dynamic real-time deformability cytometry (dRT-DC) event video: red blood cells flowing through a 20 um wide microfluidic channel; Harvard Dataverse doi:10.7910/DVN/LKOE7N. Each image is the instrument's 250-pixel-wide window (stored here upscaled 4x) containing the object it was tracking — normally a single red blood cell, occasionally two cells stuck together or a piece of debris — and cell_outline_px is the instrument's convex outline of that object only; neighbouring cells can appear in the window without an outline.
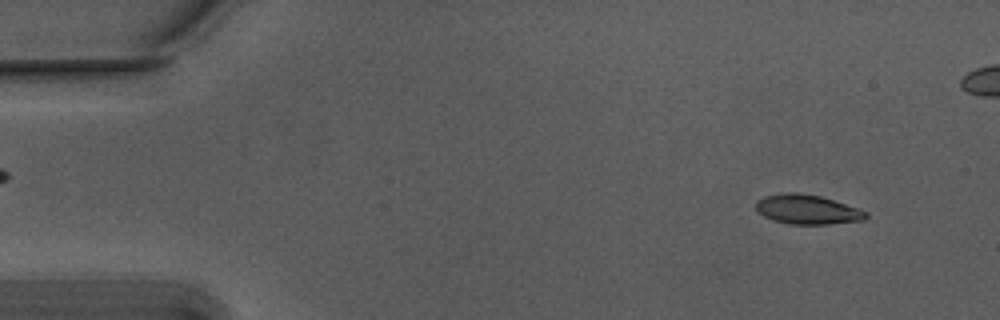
{"species": "Egyptian fruit bat (a non-hibernating species)", "species_latin": "Rousettus aegyptiacus", "temperature_condition": "warm", "stored_images_in_passage": 55, "camera_frame_rate_fps": 3000, "um_per_image_px": 0.085, "animal": {"sex": "male"}, "frame": {"image": 1, "passage_image": 4, "time_ms": 1.0, "image_size_px": [1000, 320], "cell_outline_px": [[868, 216], [864, 220], [828, 224], [788, 224], [772, 220], [764, 216], [756, 208], [756, 200], [764, 196], [784, 192], [796, 192], [820, 196], [868, 212]], "centroid_in_image_um": [68.59, 17.8], "position_along_channel_um": 16.4, "area_um2": 18.79}}
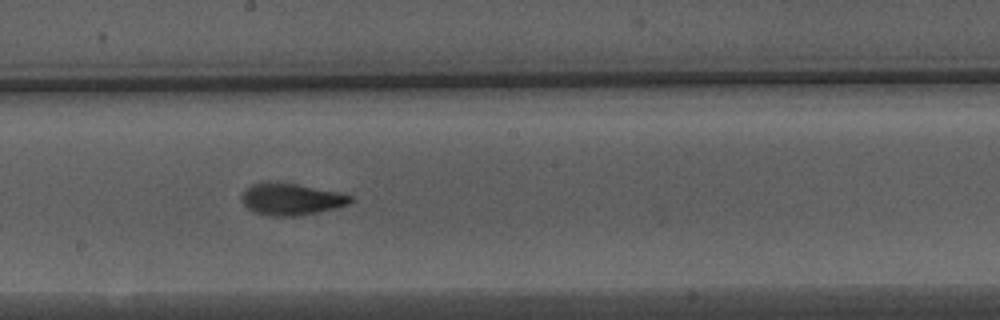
{"frame": {"image": 2, "passage_image": 29, "time_ms": 9.333, "image_size_px": [1000, 320], "cell_outline_px": [[352, 200], [348, 204], [336, 208], [296, 216], [268, 216], [256, 212], [248, 208], [240, 200], [240, 196], [252, 184], [296, 184], [336, 192], [352, 196]], "centroid_in_image_um": [24.75, 16.96], "position_along_channel_um": 223.5, "area_um2": 19.42}}
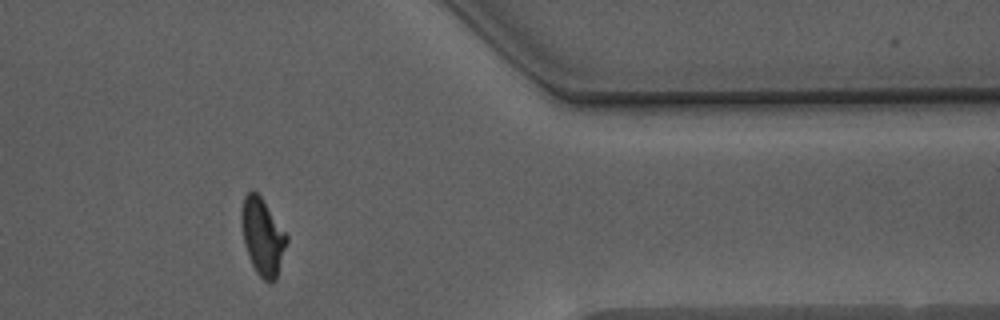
{"frame": {"image": 3, "passage_image": 44, "time_ms": 14.333, "image_size_px": [1000, 320], "cell_outline_px": [[288, 240], [276, 280], [272, 284], [264, 280], [256, 272], [248, 256], [244, 244], [240, 220], [240, 212], [244, 196], [248, 192], [256, 192], [260, 196], [288, 236]], "centroid_in_image_um": [22.3, 20.14], "position_along_channel_um": 389.1, "area_um2": 20.23}, "authors_computed_cell_mechanics": {"area_um2": 19.652, "velocity_mm_per_s": 3.7493, "shape_relaxation_time_tau1_ms": 4.3249, "shape_relaxation_time_tau2_ms": 1.4968, "deformation_change_tau1": 0.1959, "deformation_change_tau2": 0.0925}}